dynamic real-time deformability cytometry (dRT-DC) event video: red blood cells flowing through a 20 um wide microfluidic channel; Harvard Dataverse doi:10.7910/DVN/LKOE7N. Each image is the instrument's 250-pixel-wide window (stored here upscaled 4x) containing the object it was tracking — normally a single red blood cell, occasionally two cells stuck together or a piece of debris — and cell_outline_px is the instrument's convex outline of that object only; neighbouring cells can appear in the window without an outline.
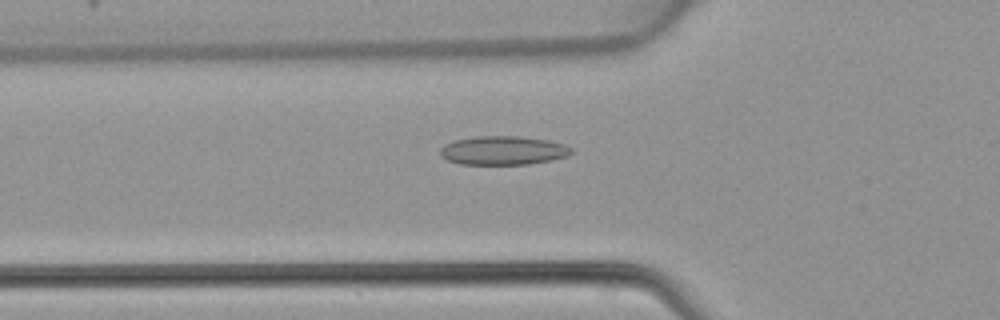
{"species": "common noctule bat (a hibernating species)", "species_latin": "Nyctalus noctula", "temperature_condition": "warm", "stored_images_in_passage": 44, "camera_frame_rate_fps": 3000, "um_per_image_px": 0.085, "animal": {"sex": "female", "body_mass_g": 22.7, "forearm_length_mm": 54.2}, "frame": {"image": 1, "passage_image": 16, "time_ms": 5.0, "image_size_px": [1000, 320], "cell_outline_px": [[572, 152], [568, 156], [552, 160], [528, 164], [460, 164], [448, 160], [440, 156], [440, 148], [444, 144], [452, 140], [476, 136], [520, 136], [548, 140], [564, 144], [572, 148]], "centroid_in_image_um": [42.75, 12.78], "position_along_channel_um": 83.1, "area_um2": 22.2}}
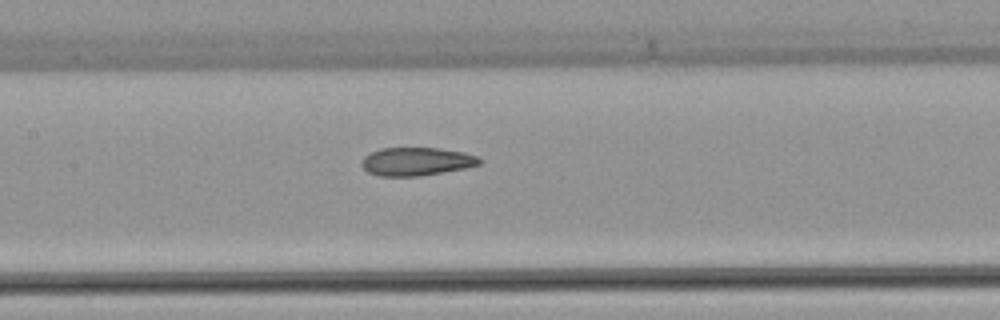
{"frame": {"image": 2, "passage_image": 22, "time_ms": 7.0, "image_size_px": [1000, 320], "cell_outline_px": [[480, 164], [464, 168], [420, 176], [380, 176], [368, 172], [360, 164], [360, 160], [364, 156], [380, 148], [440, 148], [464, 152], [480, 156]], "centroid_in_image_um": [35.38, 13.72], "position_along_channel_um": 172.0, "area_um2": 19.42}}
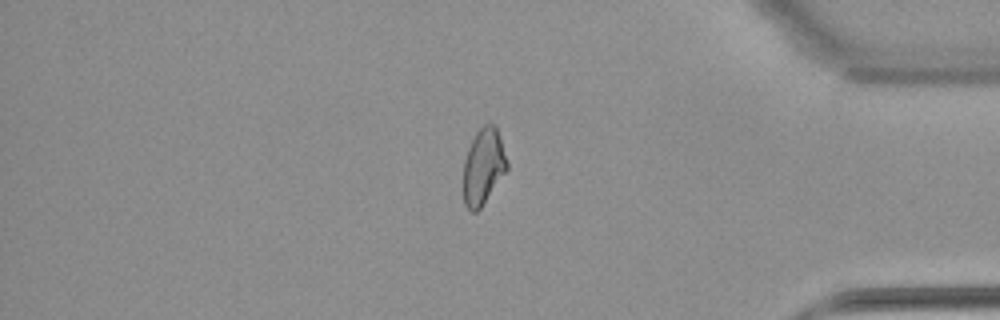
{"frame": {"image": 3, "passage_image": 39, "time_ms": 12.667, "image_size_px": [1000, 320], "cell_outline_px": [[508, 168], [480, 208], [476, 212], [472, 212], [464, 204], [464, 160], [468, 148], [476, 132], [484, 124], [496, 124], [508, 160]], "centroid_in_image_um": [41.1, 14.12], "position_along_channel_um": 394.1, "area_um2": 19.25}}